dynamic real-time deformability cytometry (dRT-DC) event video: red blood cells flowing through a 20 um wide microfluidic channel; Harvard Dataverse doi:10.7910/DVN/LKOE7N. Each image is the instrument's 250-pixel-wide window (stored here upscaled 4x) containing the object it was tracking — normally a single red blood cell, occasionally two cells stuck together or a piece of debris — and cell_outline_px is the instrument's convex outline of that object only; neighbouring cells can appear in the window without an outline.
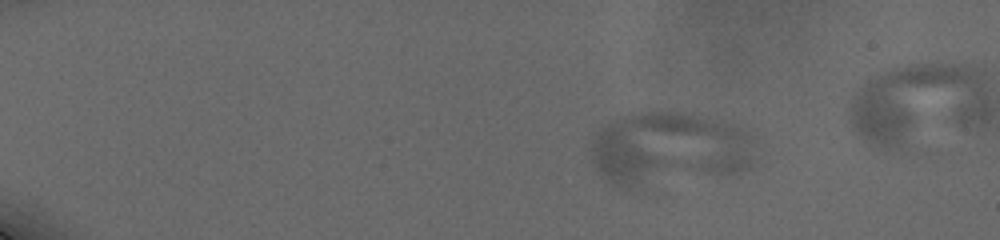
{"species": "human", "species_latin": "Homo sapiens", "temperature_condition": "cold", "stored_images_in_passage": 18, "camera_frame_rate_fps": 3000, "um_per_image_px": 0.085, "donor": {"sex": "male"}, "frame": {"image": 1, "passage_image": 12, "time_ms": 2.0, "image_size_px": [1000, 240], "cell_outline_px": [[756, 164], [752, 168], [740, 172], [724, 176], [628, 188], [612, 184], [600, 172], [592, 160], [592, 144], [604, 124], [620, 116], [640, 112], [676, 112], [696, 116], [732, 124], [740, 128], [756, 144]], "centroid_in_image_um": [56.94, 12.68], "position_along_channel_um": 28.1, "area_um2": 70.63}}